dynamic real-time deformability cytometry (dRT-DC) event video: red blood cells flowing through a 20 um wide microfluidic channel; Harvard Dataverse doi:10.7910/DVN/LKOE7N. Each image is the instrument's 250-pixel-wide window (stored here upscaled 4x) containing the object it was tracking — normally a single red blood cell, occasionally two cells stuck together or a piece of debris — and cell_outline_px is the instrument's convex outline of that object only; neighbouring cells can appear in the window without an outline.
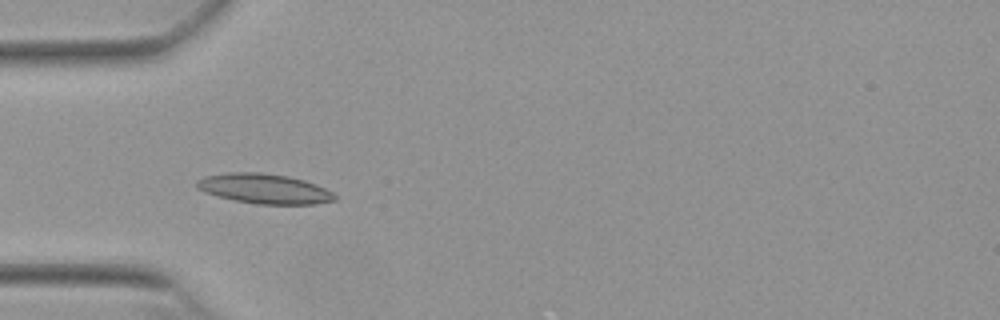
{"species": "Egyptian fruit bat (a non-hibernating species)", "species_latin": "Rousettus aegyptiacus", "temperature_condition": "warm", "stored_images_in_passage": 15, "camera_frame_rate_fps": 3000, "um_per_image_px": 0.085, "animal": {"sex": "female"}, "frame": {"image": 1, "passage_image": 5, "time_ms": 1.333, "image_size_px": [1000, 320], "cell_outline_px": [[336, 200], [316, 204], [256, 204], [236, 200], [204, 192], [196, 188], [196, 180], [204, 176], [228, 172], [260, 172], [288, 176], [304, 180], [316, 184], [332, 192], [336, 196]], "centroid_in_image_um": [22.46, 16.03], "position_along_channel_um": 62.5, "area_um2": 23.99}}
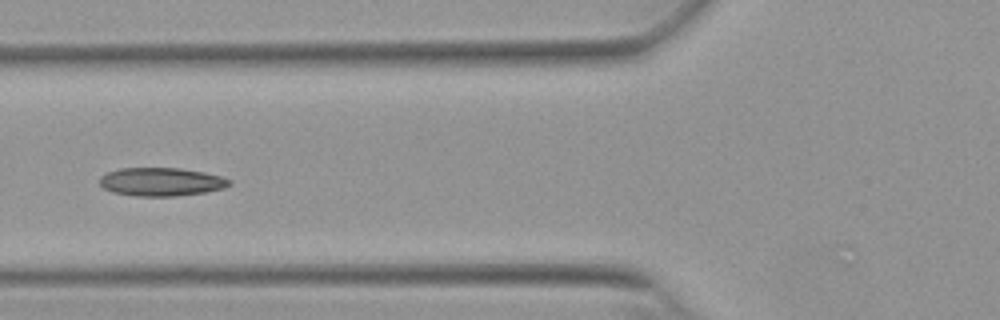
{"frame": {"image": 2, "passage_image": 9, "time_ms": 2.667, "image_size_px": [1000, 320], "cell_outline_px": [[232, 184], [224, 188], [204, 192], [176, 196], [136, 196], [112, 192], [104, 188], [100, 184], [100, 176], [108, 172], [120, 168], [180, 168], [204, 172], [220, 176], [232, 180]], "centroid_in_image_um": [13.71, 15.45], "position_along_channel_um": 112.1, "area_um2": 21.44}}